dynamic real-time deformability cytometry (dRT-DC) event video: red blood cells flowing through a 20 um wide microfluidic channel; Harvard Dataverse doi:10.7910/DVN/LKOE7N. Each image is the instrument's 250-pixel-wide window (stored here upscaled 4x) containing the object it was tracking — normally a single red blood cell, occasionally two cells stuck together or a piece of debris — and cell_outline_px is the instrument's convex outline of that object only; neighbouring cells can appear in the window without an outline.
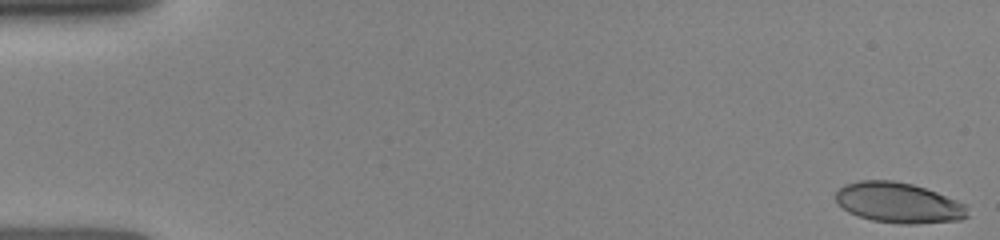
{"species": "human", "species_latin": "Homo sapiens", "temperature_condition": "room temperature", "stored_images_in_passage": 13, "camera_frame_rate_fps": 3000, "um_per_image_px": 0.085, "donor": {"sex": "female"}, "frame": {"image": 1, "passage_image": 1, "time_ms": 0.0, "image_size_px": [1000, 240], "cell_outline_px": [[968, 216], [960, 220], [916, 224], [900, 224], [872, 220], [848, 212], [836, 200], [836, 192], [844, 184], [860, 180], [892, 180], [912, 184], [936, 192], [968, 204]], "centroid_in_image_um": [76.41, 17.24], "position_along_channel_um": 8.6, "area_um2": 31.1}}
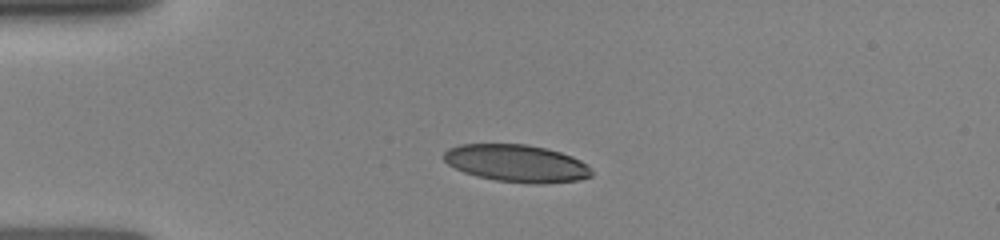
{"frame": {"image": 2, "passage_image": 10, "time_ms": 3.667, "image_size_px": [1000, 240], "cell_outline_px": [[592, 176], [576, 180], [540, 184], [532, 184], [496, 180], [476, 176], [464, 172], [448, 164], [444, 160], [444, 152], [448, 148], [460, 144], [528, 144], [548, 148], [572, 156], [588, 164], [592, 168]], "centroid_in_image_um": [43.93, 13.87], "position_along_channel_um": 41.1, "area_um2": 32.31}}